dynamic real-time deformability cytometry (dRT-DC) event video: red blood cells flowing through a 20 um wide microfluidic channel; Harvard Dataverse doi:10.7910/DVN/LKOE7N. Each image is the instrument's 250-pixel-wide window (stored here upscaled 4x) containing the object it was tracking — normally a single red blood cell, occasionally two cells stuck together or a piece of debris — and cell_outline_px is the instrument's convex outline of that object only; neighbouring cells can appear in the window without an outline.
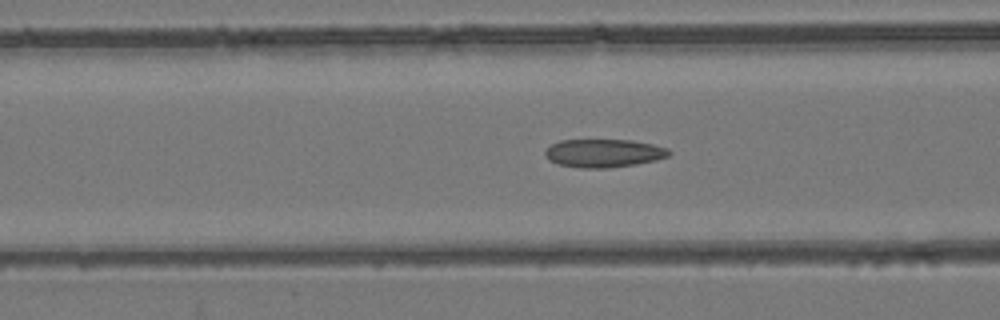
{"species": "common noctule bat (a hibernating species)", "species_latin": "Nyctalus noctula", "temperature_condition": "room temperature", "stored_images_in_passage": 53, "camera_frame_rate_fps": 3000, "um_per_image_px": 0.085, "animal": {"sex": "female", "body_mass_g": 24.6, "forearm_length_mm": 56.2}, "frame": {"image": 1, "passage_image": 21, "time_ms": 6.667, "image_size_px": [1000, 320], "cell_outline_px": [[672, 152], [668, 156], [656, 160], [636, 164], [608, 168], [580, 168], [556, 164], [548, 160], [544, 156], [544, 152], [552, 144], [560, 140], [632, 140], [652, 144], [668, 148]], "centroid_in_image_um": [51.3, 13.02], "position_along_channel_um": 115.3, "area_um2": 20.52}}
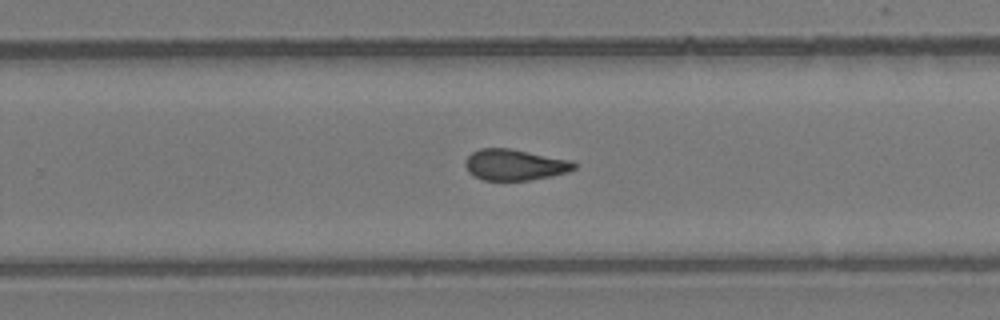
{"frame": {"image": 2, "passage_image": 34, "time_ms": 11.0, "image_size_px": [1000, 320], "cell_outline_px": [[576, 168], [568, 172], [552, 176], [528, 180], [484, 180], [468, 172], [464, 164], [464, 160], [472, 152], [480, 148], [508, 148], [572, 160], [576, 164]], "centroid_in_image_um": [43.75, 14.0], "position_along_channel_um": 286.0, "area_um2": 19.71}}
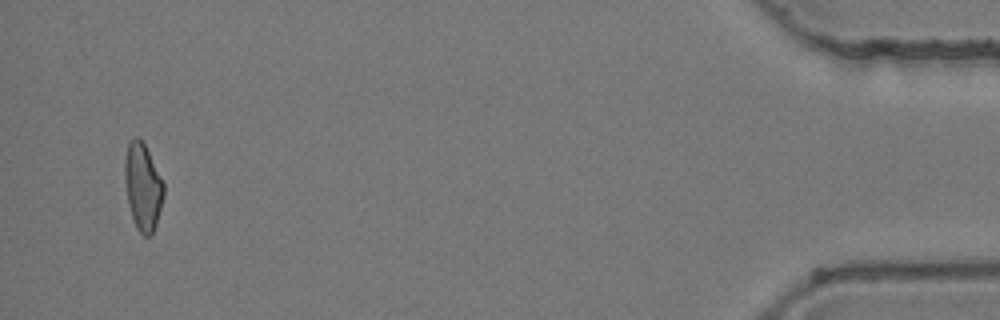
{"frame": {"image": 3, "passage_image": 51, "time_ms": 16.667, "image_size_px": [1000, 320], "cell_outline_px": [[164, 196], [156, 224], [152, 236], [144, 236], [136, 228], [128, 204], [124, 176], [124, 160], [128, 140], [136, 136], [140, 136], [164, 184]], "centroid_in_image_um": [12.12, 15.86], "position_along_channel_um": 423.1, "area_um2": 19.83}, "authors_computed_cell_mechanics": {"area_um2": 20.4612, "velocity_mm_per_s": 3.9476, "shape_relaxation_time_tau1_ms": null, "shape_relaxation_time_tau2_ms": 1.9879, "deformation_change_tau1": null, "deformation_change_tau2": 0.0881}}